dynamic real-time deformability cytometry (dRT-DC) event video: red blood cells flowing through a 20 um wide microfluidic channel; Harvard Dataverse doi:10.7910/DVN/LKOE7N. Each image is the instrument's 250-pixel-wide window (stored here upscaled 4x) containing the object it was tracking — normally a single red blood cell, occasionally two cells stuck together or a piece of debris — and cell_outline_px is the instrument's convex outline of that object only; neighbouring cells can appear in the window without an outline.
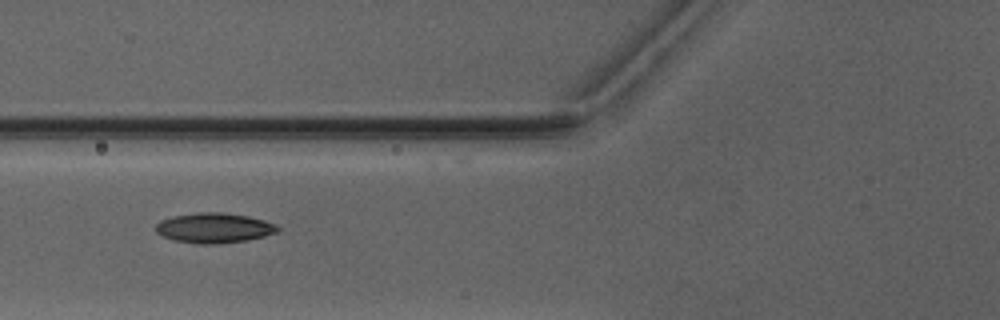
{"species": "Egyptian fruit bat (a non-hibernating species)", "species_latin": "Rousettus aegyptiacus", "temperature_condition": "warm", "stored_images_in_passage": 4, "camera_frame_rate_fps": 3000, "um_per_image_px": 0.085, "animal": {"sex": "male"}, "frame": {"image": 1, "passage_image": 4, "time_ms": 3.667, "image_size_px": [1000, 320], "cell_outline_px": [[280, 228], [276, 232], [264, 236], [248, 240], [216, 244], [200, 244], [176, 240], [160, 236], [156, 232], [156, 224], [160, 220], [172, 216], [196, 212], [224, 212], [248, 216], [264, 220], [276, 224]], "centroid_in_image_um": [18.18, 19.36], "position_along_channel_um": 107.6, "area_um2": 21.44}}